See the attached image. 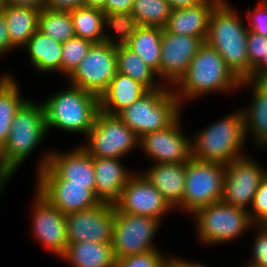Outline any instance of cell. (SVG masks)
I'll list each match as a JSON object with an SVG mask.
<instances>
[{
  "label": "cell",
  "mask_w": 267,
  "mask_h": 267,
  "mask_svg": "<svg viewBox=\"0 0 267 267\" xmlns=\"http://www.w3.org/2000/svg\"><path fill=\"white\" fill-rule=\"evenodd\" d=\"M233 8L222 0L212 11L206 43L225 60L226 65L242 81L249 79L253 69L249 66L248 28Z\"/></svg>",
  "instance_id": "obj_1"
},
{
  "label": "cell",
  "mask_w": 267,
  "mask_h": 267,
  "mask_svg": "<svg viewBox=\"0 0 267 267\" xmlns=\"http://www.w3.org/2000/svg\"><path fill=\"white\" fill-rule=\"evenodd\" d=\"M240 83L241 80L226 65L220 54L204 42L185 74L175 84L180 87L179 92L175 90L174 93L181 102L182 98L193 99L211 91H230L237 86L239 88Z\"/></svg>",
  "instance_id": "obj_2"
},
{
  "label": "cell",
  "mask_w": 267,
  "mask_h": 267,
  "mask_svg": "<svg viewBox=\"0 0 267 267\" xmlns=\"http://www.w3.org/2000/svg\"><path fill=\"white\" fill-rule=\"evenodd\" d=\"M42 105L47 132L48 129L56 127L87 136L100 111L98 96L73 85L66 91L53 94Z\"/></svg>",
  "instance_id": "obj_3"
},
{
  "label": "cell",
  "mask_w": 267,
  "mask_h": 267,
  "mask_svg": "<svg viewBox=\"0 0 267 267\" xmlns=\"http://www.w3.org/2000/svg\"><path fill=\"white\" fill-rule=\"evenodd\" d=\"M191 138V158L227 164L244 156L240 151L246 140L242 111L217 120Z\"/></svg>",
  "instance_id": "obj_4"
},
{
  "label": "cell",
  "mask_w": 267,
  "mask_h": 267,
  "mask_svg": "<svg viewBox=\"0 0 267 267\" xmlns=\"http://www.w3.org/2000/svg\"><path fill=\"white\" fill-rule=\"evenodd\" d=\"M164 87L148 90L117 115L139 139L169 127L180 117V100L172 89Z\"/></svg>",
  "instance_id": "obj_5"
},
{
  "label": "cell",
  "mask_w": 267,
  "mask_h": 267,
  "mask_svg": "<svg viewBox=\"0 0 267 267\" xmlns=\"http://www.w3.org/2000/svg\"><path fill=\"white\" fill-rule=\"evenodd\" d=\"M46 133L42 103L27 101L15 115L9 137L1 148L4 164L13 174L32 150L40 144Z\"/></svg>",
  "instance_id": "obj_6"
},
{
  "label": "cell",
  "mask_w": 267,
  "mask_h": 267,
  "mask_svg": "<svg viewBox=\"0 0 267 267\" xmlns=\"http://www.w3.org/2000/svg\"><path fill=\"white\" fill-rule=\"evenodd\" d=\"M250 212L223 201L199 208L194 213L199 240L211 245L237 238L251 225H255Z\"/></svg>",
  "instance_id": "obj_7"
},
{
  "label": "cell",
  "mask_w": 267,
  "mask_h": 267,
  "mask_svg": "<svg viewBox=\"0 0 267 267\" xmlns=\"http://www.w3.org/2000/svg\"><path fill=\"white\" fill-rule=\"evenodd\" d=\"M182 210L194 214L199 208L222 200L225 164L190 158L185 165Z\"/></svg>",
  "instance_id": "obj_8"
},
{
  "label": "cell",
  "mask_w": 267,
  "mask_h": 267,
  "mask_svg": "<svg viewBox=\"0 0 267 267\" xmlns=\"http://www.w3.org/2000/svg\"><path fill=\"white\" fill-rule=\"evenodd\" d=\"M82 146L92 157L120 159L139 143L138 136L117 116L101 110Z\"/></svg>",
  "instance_id": "obj_9"
},
{
  "label": "cell",
  "mask_w": 267,
  "mask_h": 267,
  "mask_svg": "<svg viewBox=\"0 0 267 267\" xmlns=\"http://www.w3.org/2000/svg\"><path fill=\"white\" fill-rule=\"evenodd\" d=\"M160 221L149 216L127 214L115 208L112 248L115 259L158 250L152 245Z\"/></svg>",
  "instance_id": "obj_10"
},
{
  "label": "cell",
  "mask_w": 267,
  "mask_h": 267,
  "mask_svg": "<svg viewBox=\"0 0 267 267\" xmlns=\"http://www.w3.org/2000/svg\"><path fill=\"white\" fill-rule=\"evenodd\" d=\"M117 46L107 42L93 44L75 71L68 77L70 85L99 98L117 72Z\"/></svg>",
  "instance_id": "obj_11"
},
{
  "label": "cell",
  "mask_w": 267,
  "mask_h": 267,
  "mask_svg": "<svg viewBox=\"0 0 267 267\" xmlns=\"http://www.w3.org/2000/svg\"><path fill=\"white\" fill-rule=\"evenodd\" d=\"M37 180L36 191L65 215L101 203L88 185L68 184L49 165L38 172Z\"/></svg>",
  "instance_id": "obj_12"
},
{
  "label": "cell",
  "mask_w": 267,
  "mask_h": 267,
  "mask_svg": "<svg viewBox=\"0 0 267 267\" xmlns=\"http://www.w3.org/2000/svg\"><path fill=\"white\" fill-rule=\"evenodd\" d=\"M114 204L97 206L66 214L68 244L76 242L112 243Z\"/></svg>",
  "instance_id": "obj_13"
},
{
  "label": "cell",
  "mask_w": 267,
  "mask_h": 267,
  "mask_svg": "<svg viewBox=\"0 0 267 267\" xmlns=\"http://www.w3.org/2000/svg\"><path fill=\"white\" fill-rule=\"evenodd\" d=\"M255 160L242 156L225 164L222 200L225 204L247 210L266 174Z\"/></svg>",
  "instance_id": "obj_14"
},
{
  "label": "cell",
  "mask_w": 267,
  "mask_h": 267,
  "mask_svg": "<svg viewBox=\"0 0 267 267\" xmlns=\"http://www.w3.org/2000/svg\"><path fill=\"white\" fill-rule=\"evenodd\" d=\"M134 175L122 189L114 207L123 213L149 216L161 221V217L173 208L143 174Z\"/></svg>",
  "instance_id": "obj_15"
},
{
  "label": "cell",
  "mask_w": 267,
  "mask_h": 267,
  "mask_svg": "<svg viewBox=\"0 0 267 267\" xmlns=\"http://www.w3.org/2000/svg\"><path fill=\"white\" fill-rule=\"evenodd\" d=\"M204 42L201 38L173 34L163 29L160 76L168 85L173 86L180 80Z\"/></svg>",
  "instance_id": "obj_16"
},
{
  "label": "cell",
  "mask_w": 267,
  "mask_h": 267,
  "mask_svg": "<svg viewBox=\"0 0 267 267\" xmlns=\"http://www.w3.org/2000/svg\"><path fill=\"white\" fill-rule=\"evenodd\" d=\"M179 119L165 129L140 138L139 145L155 163H186L191 158V140L180 132Z\"/></svg>",
  "instance_id": "obj_17"
},
{
  "label": "cell",
  "mask_w": 267,
  "mask_h": 267,
  "mask_svg": "<svg viewBox=\"0 0 267 267\" xmlns=\"http://www.w3.org/2000/svg\"><path fill=\"white\" fill-rule=\"evenodd\" d=\"M35 196L33 233L38 241L60 257L68 245L66 215L52 206L37 191Z\"/></svg>",
  "instance_id": "obj_18"
},
{
  "label": "cell",
  "mask_w": 267,
  "mask_h": 267,
  "mask_svg": "<svg viewBox=\"0 0 267 267\" xmlns=\"http://www.w3.org/2000/svg\"><path fill=\"white\" fill-rule=\"evenodd\" d=\"M40 159L37 172L49 165L68 184L88 185L95 193L93 157L82 146L62 154L49 152Z\"/></svg>",
  "instance_id": "obj_19"
},
{
  "label": "cell",
  "mask_w": 267,
  "mask_h": 267,
  "mask_svg": "<svg viewBox=\"0 0 267 267\" xmlns=\"http://www.w3.org/2000/svg\"><path fill=\"white\" fill-rule=\"evenodd\" d=\"M222 0L204 2L177 10H171L164 30L173 34L190 35L206 41L210 15Z\"/></svg>",
  "instance_id": "obj_20"
},
{
  "label": "cell",
  "mask_w": 267,
  "mask_h": 267,
  "mask_svg": "<svg viewBox=\"0 0 267 267\" xmlns=\"http://www.w3.org/2000/svg\"><path fill=\"white\" fill-rule=\"evenodd\" d=\"M95 195L100 202L114 204L133 174L129 173L115 158L93 157Z\"/></svg>",
  "instance_id": "obj_21"
},
{
  "label": "cell",
  "mask_w": 267,
  "mask_h": 267,
  "mask_svg": "<svg viewBox=\"0 0 267 267\" xmlns=\"http://www.w3.org/2000/svg\"><path fill=\"white\" fill-rule=\"evenodd\" d=\"M186 163H156L143 175L174 209L182 203L185 191Z\"/></svg>",
  "instance_id": "obj_22"
},
{
  "label": "cell",
  "mask_w": 267,
  "mask_h": 267,
  "mask_svg": "<svg viewBox=\"0 0 267 267\" xmlns=\"http://www.w3.org/2000/svg\"><path fill=\"white\" fill-rule=\"evenodd\" d=\"M148 90L129 76L116 72L107 90L99 98L100 110L109 115H118L131 106Z\"/></svg>",
  "instance_id": "obj_23"
},
{
  "label": "cell",
  "mask_w": 267,
  "mask_h": 267,
  "mask_svg": "<svg viewBox=\"0 0 267 267\" xmlns=\"http://www.w3.org/2000/svg\"><path fill=\"white\" fill-rule=\"evenodd\" d=\"M243 84L254 86L251 108L242 110L245 134L251 130L253 133L250 134L254 135L256 144L267 147V82L246 79L241 81L240 88Z\"/></svg>",
  "instance_id": "obj_24"
},
{
  "label": "cell",
  "mask_w": 267,
  "mask_h": 267,
  "mask_svg": "<svg viewBox=\"0 0 267 267\" xmlns=\"http://www.w3.org/2000/svg\"><path fill=\"white\" fill-rule=\"evenodd\" d=\"M61 258L73 267H115L116 264L111 243H71Z\"/></svg>",
  "instance_id": "obj_25"
},
{
  "label": "cell",
  "mask_w": 267,
  "mask_h": 267,
  "mask_svg": "<svg viewBox=\"0 0 267 267\" xmlns=\"http://www.w3.org/2000/svg\"><path fill=\"white\" fill-rule=\"evenodd\" d=\"M5 16L10 44L14 47H24L28 40L38 30V19L41 10L30 7H0Z\"/></svg>",
  "instance_id": "obj_26"
},
{
  "label": "cell",
  "mask_w": 267,
  "mask_h": 267,
  "mask_svg": "<svg viewBox=\"0 0 267 267\" xmlns=\"http://www.w3.org/2000/svg\"><path fill=\"white\" fill-rule=\"evenodd\" d=\"M31 63L41 72H62V43L36 31L24 46Z\"/></svg>",
  "instance_id": "obj_27"
},
{
  "label": "cell",
  "mask_w": 267,
  "mask_h": 267,
  "mask_svg": "<svg viewBox=\"0 0 267 267\" xmlns=\"http://www.w3.org/2000/svg\"><path fill=\"white\" fill-rule=\"evenodd\" d=\"M163 28L139 26L125 44L160 76Z\"/></svg>",
  "instance_id": "obj_28"
},
{
  "label": "cell",
  "mask_w": 267,
  "mask_h": 267,
  "mask_svg": "<svg viewBox=\"0 0 267 267\" xmlns=\"http://www.w3.org/2000/svg\"><path fill=\"white\" fill-rule=\"evenodd\" d=\"M17 83L10 75L0 78V148L6 143L15 115L28 101L22 99Z\"/></svg>",
  "instance_id": "obj_29"
},
{
  "label": "cell",
  "mask_w": 267,
  "mask_h": 267,
  "mask_svg": "<svg viewBox=\"0 0 267 267\" xmlns=\"http://www.w3.org/2000/svg\"><path fill=\"white\" fill-rule=\"evenodd\" d=\"M117 72L129 76L142 84L147 90L162 88L153 81L157 73L126 45H117L116 50Z\"/></svg>",
  "instance_id": "obj_30"
},
{
  "label": "cell",
  "mask_w": 267,
  "mask_h": 267,
  "mask_svg": "<svg viewBox=\"0 0 267 267\" xmlns=\"http://www.w3.org/2000/svg\"><path fill=\"white\" fill-rule=\"evenodd\" d=\"M75 35L93 44L104 42V12L99 9L79 7L70 11Z\"/></svg>",
  "instance_id": "obj_31"
},
{
  "label": "cell",
  "mask_w": 267,
  "mask_h": 267,
  "mask_svg": "<svg viewBox=\"0 0 267 267\" xmlns=\"http://www.w3.org/2000/svg\"><path fill=\"white\" fill-rule=\"evenodd\" d=\"M38 31L60 43L76 36L70 11L42 8L38 19Z\"/></svg>",
  "instance_id": "obj_32"
},
{
  "label": "cell",
  "mask_w": 267,
  "mask_h": 267,
  "mask_svg": "<svg viewBox=\"0 0 267 267\" xmlns=\"http://www.w3.org/2000/svg\"><path fill=\"white\" fill-rule=\"evenodd\" d=\"M171 10L166 0H134L131 13L139 26L164 28Z\"/></svg>",
  "instance_id": "obj_33"
},
{
  "label": "cell",
  "mask_w": 267,
  "mask_h": 267,
  "mask_svg": "<svg viewBox=\"0 0 267 267\" xmlns=\"http://www.w3.org/2000/svg\"><path fill=\"white\" fill-rule=\"evenodd\" d=\"M105 24L114 29L118 38L113 40V37L104 32V42L116 46L125 45L139 27L131 12H104V27Z\"/></svg>",
  "instance_id": "obj_34"
},
{
  "label": "cell",
  "mask_w": 267,
  "mask_h": 267,
  "mask_svg": "<svg viewBox=\"0 0 267 267\" xmlns=\"http://www.w3.org/2000/svg\"><path fill=\"white\" fill-rule=\"evenodd\" d=\"M93 43L73 37L62 43V72L70 76L86 56Z\"/></svg>",
  "instance_id": "obj_35"
},
{
  "label": "cell",
  "mask_w": 267,
  "mask_h": 267,
  "mask_svg": "<svg viewBox=\"0 0 267 267\" xmlns=\"http://www.w3.org/2000/svg\"><path fill=\"white\" fill-rule=\"evenodd\" d=\"M159 250H151L141 254H135L123 259H117L115 267H162L165 260Z\"/></svg>",
  "instance_id": "obj_36"
},
{
  "label": "cell",
  "mask_w": 267,
  "mask_h": 267,
  "mask_svg": "<svg viewBox=\"0 0 267 267\" xmlns=\"http://www.w3.org/2000/svg\"><path fill=\"white\" fill-rule=\"evenodd\" d=\"M251 211L253 213L251 212L249 215L253 223L256 224L255 226L267 225V172L255 193Z\"/></svg>",
  "instance_id": "obj_37"
},
{
  "label": "cell",
  "mask_w": 267,
  "mask_h": 267,
  "mask_svg": "<svg viewBox=\"0 0 267 267\" xmlns=\"http://www.w3.org/2000/svg\"><path fill=\"white\" fill-rule=\"evenodd\" d=\"M247 50L249 66L254 69L267 53V37L248 31Z\"/></svg>",
  "instance_id": "obj_38"
},
{
  "label": "cell",
  "mask_w": 267,
  "mask_h": 267,
  "mask_svg": "<svg viewBox=\"0 0 267 267\" xmlns=\"http://www.w3.org/2000/svg\"><path fill=\"white\" fill-rule=\"evenodd\" d=\"M258 228L260 232L255 237L253 259L247 263L248 267H267V225L259 224Z\"/></svg>",
  "instance_id": "obj_39"
},
{
  "label": "cell",
  "mask_w": 267,
  "mask_h": 267,
  "mask_svg": "<svg viewBox=\"0 0 267 267\" xmlns=\"http://www.w3.org/2000/svg\"><path fill=\"white\" fill-rule=\"evenodd\" d=\"M249 22L248 30L256 34L267 37V0H262L252 12L246 16Z\"/></svg>",
  "instance_id": "obj_40"
},
{
  "label": "cell",
  "mask_w": 267,
  "mask_h": 267,
  "mask_svg": "<svg viewBox=\"0 0 267 267\" xmlns=\"http://www.w3.org/2000/svg\"><path fill=\"white\" fill-rule=\"evenodd\" d=\"M84 6V0H45L44 8L53 11H72Z\"/></svg>",
  "instance_id": "obj_41"
},
{
  "label": "cell",
  "mask_w": 267,
  "mask_h": 267,
  "mask_svg": "<svg viewBox=\"0 0 267 267\" xmlns=\"http://www.w3.org/2000/svg\"><path fill=\"white\" fill-rule=\"evenodd\" d=\"M134 0H107L104 12H132Z\"/></svg>",
  "instance_id": "obj_42"
},
{
  "label": "cell",
  "mask_w": 267,
  "mask_h": 267,
  "mask_svg": "<svg viewBox=\"0 0 267 267\" xmlns=\"http://www.w3.org/2000/svg\"><path fill=\"white\" fill-rule=\"evenodd\" d=\"M12 48L14 47L10 44L5 16L3 10L0 8V55L8 52V50L11 51Z\"/></svg>",
  "instance_id": "obj_43"
},
{
  "label": "cell",
  "mask_w": 267,
  "mask_h": 267,
  "mask_svg": "<svg viewBox=\"0 0 267 267\" xmlns=\"http://www.w3.org/2000/svg\"><path fill=\"white\" fill-rule=\"evenodd\" d=\"M45 0H4L3 5L12 7H30L37 10L44 8Z\"/></svg>",
  "instance_id": "obj_44"
},
{
  "label": "cell",
  "mask_w": 267,
  "mask_h": 267,
  "mask_svg": "<svg viewBox=\"0 0 267 267\" xmlns=\"http://www.w3.org/2000/svg\"><path fill=\"white\" fill-rule=\"evenodd\" d=\"M249 79L267 82V53L265 58L253 69V74Z\"/></svg>",
  "instance_id": "obj_45"
},
{
  "label": "cell",
  "mask_w": 267,
  "mask_h": 267,
  "mask_svg": "<svg viewBox=\"0 0 267 267\" xmlns=\"http://www.w3.org/2000/svg\"><path fill=\"white\" fill-rule=\"evenodd\" d=\"M175 257L166 258L163 261L162 267H206L205 265L195 263V262H188L187 260H179Z\"/></svg>",
  "instance_id": "obj_46"
},
{
  "label": "cell",
  "mask_w": 267,
  "mask_h": 267,
  "mask_svg": "<svg viewBox=\"0 0 267 267\" xmlns=\"http://www.w3.org/2000/svg\"><path fill=\"white\" fill-rule=\"evenodd\" d=\"M172 10L183 9L191 6L198 5L205 0H166Z\"/></svg>",
  "instance_id": "obj_47"
},
{
  "label": "cell",
  "mask_w": 267,
  "mask_h": 267,
  "mask_svg": "<svg viewBox=\"0 0 267 267\" xmlns=\"http://www.w3.org/2000/svg\"><path fill=\"white\" fill-rule=\"evenodd\" d=\"M13 173L9 170V168L4 164V160L2 158L1 148H0V179H4L6 182L10 178Z\"/></svg>",
  "instance_id": "obj_48"
},
{
  "label": "cell",
  "mask_w": 267,
  "mask_h": 267,
  "mask_svg": "<svg viewBox=\"0 0 267 267\" xmlns=\"http://www.w3.org/2000/svg\"><path fill=\"white\" fill-rule=\"evenodd\" d=\"M107 0H84V6L93 9H99L104 12V7Z\"/></svg>",
  "instance_id": "obj_49"
},
{
  "label": "cell",
  "mask_w": 267,
  "mask_h": 267,
  "mask_svg": "<svg viewBox=\"0 0 267 267\" xmlns=\"http://www.w3.org/2000/svg\"><path fill=\"white\" fill-rule=\"evenodd\" d=\"M4 183H6V181L4 179H0V192L2 191L1 189H3L2 187H4Z\"/></svg>",
  "instance_id": "obj_50"
},
{
  "label": "cell",
  "mask_w": 267,
  "mask_h": 267,
  "mask_svg": "<svg viewBox=\"0 0 267 267\" xmlns=\"http://www.w3.org/2000/svg\"><path fill=\"white\" fill-rule=\"evenodd\" d=\"M3 2H4L3 0H0V7L3 5Z\"/></svg>",
  "instance_id": "obj_51"
}]
</instances>
